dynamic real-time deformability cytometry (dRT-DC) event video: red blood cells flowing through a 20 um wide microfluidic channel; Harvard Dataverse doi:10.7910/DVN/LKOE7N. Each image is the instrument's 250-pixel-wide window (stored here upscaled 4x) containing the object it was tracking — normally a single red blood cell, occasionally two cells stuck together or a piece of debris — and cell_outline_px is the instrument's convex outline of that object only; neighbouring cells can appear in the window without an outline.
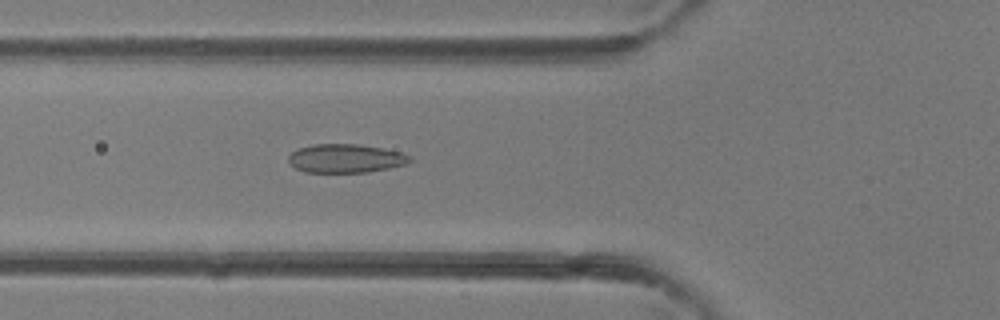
{"species": "common noctule bat (a hibernating species)", "species_latin": "Nyctalus noctula", "temperature_condition": "room temperature", "stored_images_in_passage": 34, "camera_frame_rate_fps": 3000, "um_per_image_px": 0.085, "animal": {"sex": "female"}, "frame": {"image": 1, "passage_image": 8, "time_ms": 2.333, "image_size_px": [1000, 320], "cell_outline_px": [[412, 160], [408, 164], [368, 172], [304, 172], [288, 164], [288, 156], [296, 148], [312, 144], [360, 144], [384, 148], [400, 152], [412, 156]], "centroid_in_image_um": [29.37, 13.46], "position_along_channel_um": 96.4, "area_um2": 20.58}}
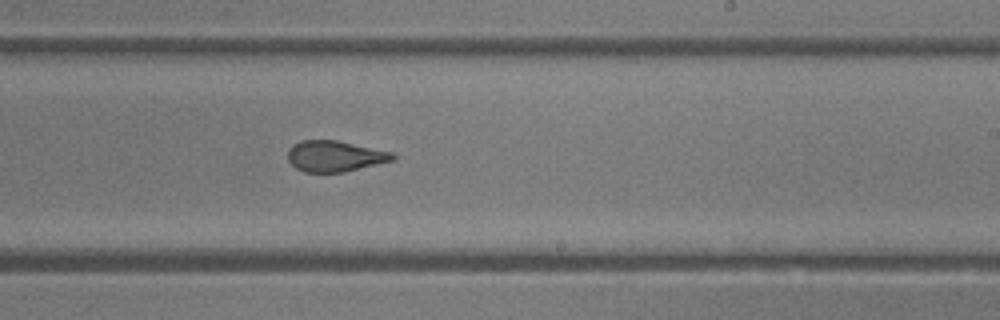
{"frame": {"image": 2, "passage_image": 18, "time_ms": 5.667, "image_size_px": [1000, 320], "cell_outline_px": [[396, 160], [344, 172], [304, 172], [296, 168], [288, 160], [288, 148], [292, 144], [300, 140], [336, 140], [392, 152], [396, 156]], "centroid_in_image_um": [28.46, 13.27], "position_along_channel_um": 260.5, "area_um2": 19.02}}
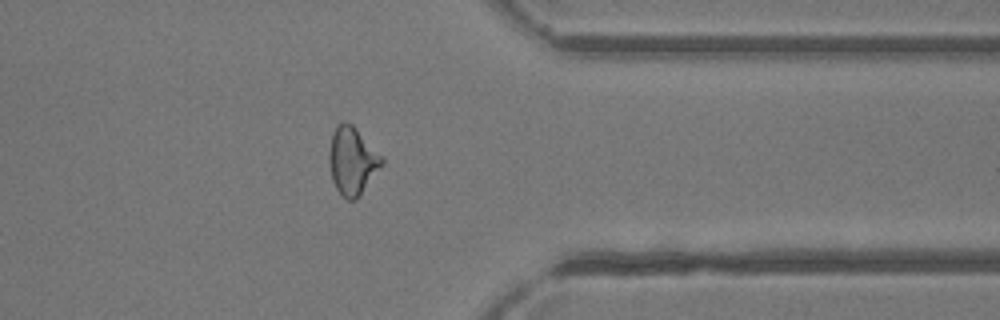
{"frame": {"image": 3, "passage_image": 26, "time_ms": 8.333, "image_size_px": [1000, 320], "cell_outline_px": [[384, 164], [360, 196], [356, 200], [348, 200], [336, 188], [332, 180], [328, 160], [328, 152], [332, 132], [336, 124], [344, 120], [352, 124], [356, 128], [384, 160]], "centroid_in_image_um": [29.92, 13.66], "position_along_channel_um": 381.5, "area_um2": 20.87}}